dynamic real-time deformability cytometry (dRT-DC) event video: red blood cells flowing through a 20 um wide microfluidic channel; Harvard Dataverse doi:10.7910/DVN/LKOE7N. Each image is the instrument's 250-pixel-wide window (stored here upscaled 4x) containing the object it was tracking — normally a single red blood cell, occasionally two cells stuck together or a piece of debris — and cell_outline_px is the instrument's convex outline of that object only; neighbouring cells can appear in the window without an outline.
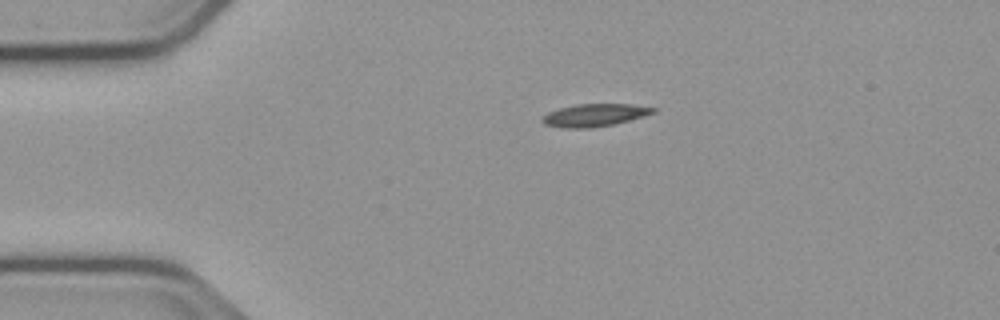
{"species": "common noctule bat (a hibernating species)", "species_latin": "Nyctalus noctula", "temperature_condition": "cold", "stored_images_in_passage": 44, "camera_frame_rate_fps": 3000, "um_per_image_px": 0.085, "animal": {"sex": "male", "body_mass_g": 23.1, "forearm_length_mm": 52.7}, "frame": {"image": 1, "passage_image": 1, "time_ms": 0.0, "image_size_px": [1000, 320], "cell_outline_px": [[656, 112], [644, 116], [616, 124], [588, 128], [564, 128], [544, 124], [540, 120], [548, 112], [560, 108], [576, 104], [632, 104], [656, 108]], "centroid_in_image_um": [50.55, 9.79], "position_along_channel_um": 34.4, "area_um2": 14.62}}
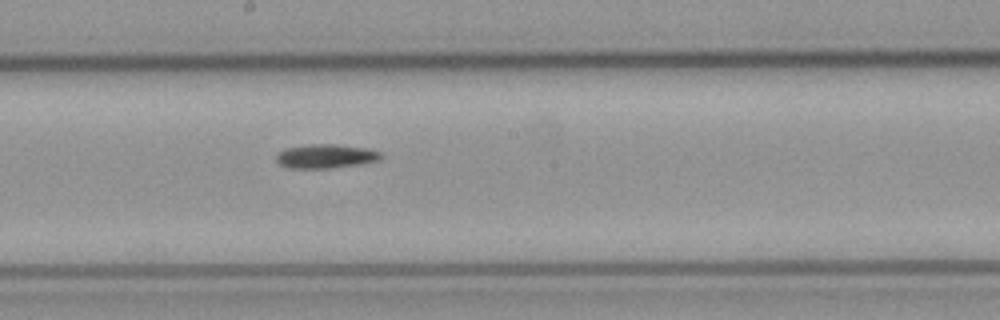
{"frame": {"image": 2, "passage_image": 19, "time_ms": 6.0, "image_size_px": [1000, 320], "cell_outline_px": [[384, 156], [380, 160], [360, 164], [332, 168], [288, 168], [280, 164], [276, 160], [276, 156], [284, 148], [308, 144], [336, 144], [368, 148], [380, 152]], "centroid_in_image_um": [27.71, 13.27], "position_along_channel_um": 220.5, "area_um2": 14.8}}
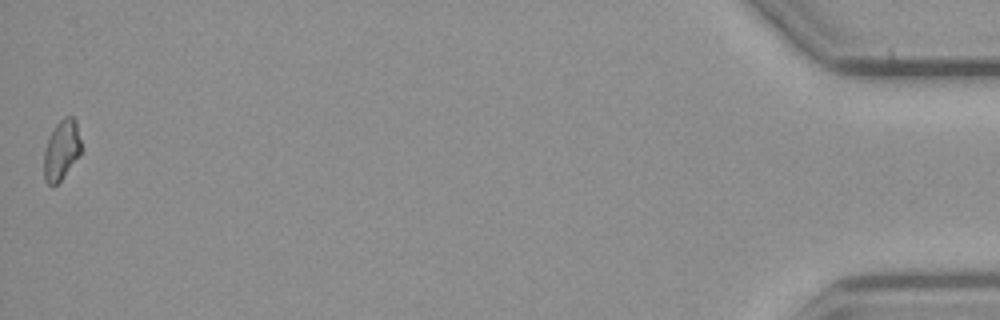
{"frame": {"image": 3, "passage_image": 44, "time_ms": 14.333, "image_size_px": [1000, 320], "cell_outline_px": [[80, 152], [60, 180], [52, 188], [44, 180], [44, 152], [48, 140], [56, 124], [64, 116], [72, 116], [76, 120], [80, 140]], "centroid_in_image_um": [5.2, 12.75], "position_along_channel_um": 430.0, "area_um2": 12.6}}